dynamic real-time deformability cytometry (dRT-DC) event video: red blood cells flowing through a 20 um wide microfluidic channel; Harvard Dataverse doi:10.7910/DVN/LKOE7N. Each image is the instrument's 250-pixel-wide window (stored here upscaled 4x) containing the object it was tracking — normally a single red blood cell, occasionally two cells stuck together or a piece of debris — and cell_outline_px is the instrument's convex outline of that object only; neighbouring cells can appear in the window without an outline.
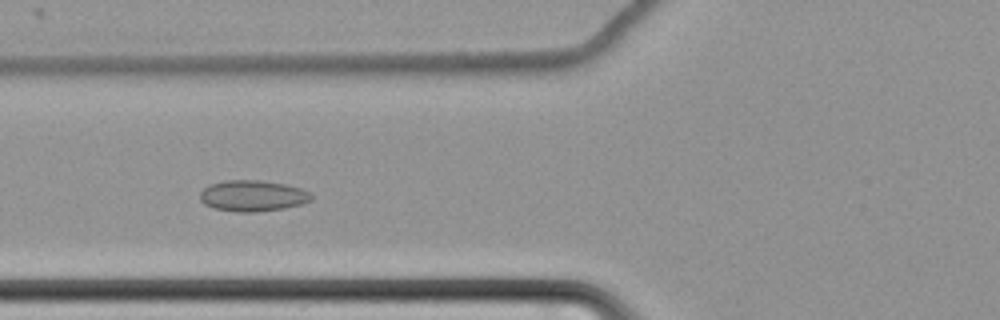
{"species": "common noctule bat (a hibernating species)", "species_latin": "Nyctalus noctula", "temperature_condition": "cold", "stored_images_in_passage": 61, "camera_frame_rate_fps": 3000, "um_per_image_px": 0.085, "animal": {"sex": "female", "body_mass_g": 22.7, "forearm_length_mm": 54.2}, "frame": {"image": 1, "passage_image": 24, "time_ms": 7.667, "image_size_px": [1000, 320], "cell_outline_px": [[312, 200], [300, 204], [284, 208], [256, 212], [236, 212], [212, 208], [204, 204], [200, 200], [200, 192], [204, 188], [212, 184], [224, 180], [260, 180], [284, 184], [300, 188], [308, 192], [312, 196]], "centroid_in_image_um": [21.44, 16.65], "position_along_channel_um": 104.4, "area_um2": 20.11}}
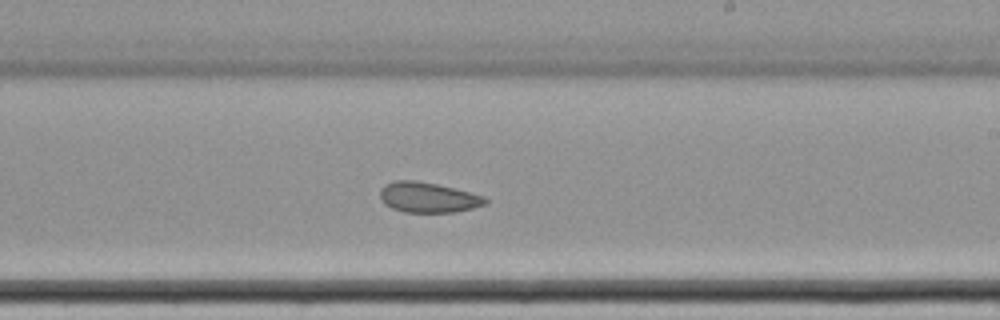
{"frame": {"image": 2, "passage_image": 37, "time_ms": 12.0, "image_size_px": [1000, 320], "cell_outline_px": [[488, 204], [456, 212], [404, 212], [392, 208], [384, 204], [380, 200], [380, 188], [384, 184], [396, 180], [416, 180], [436, 184], [484, 196], [488, 200]], "centroid_in_image_um": [36.35, 16.78], "position_along_channel_um": 252.6, "area_um2": 18.61}}
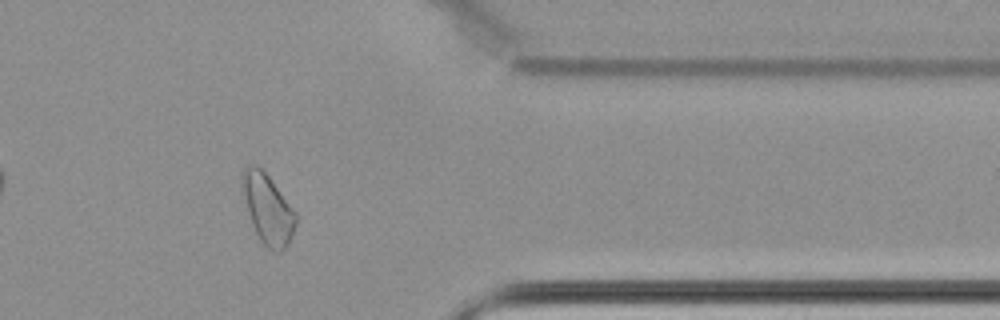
{"frame": {"image": 3, "passage_image": 50, "time_ms": 16.333, "image_size_px": [1000, 320], "cell_outline_px": [[300, 216], [288, 244], [280, 252], [272, 252], [260, 240], [252, 224], [248, 212], [240, 180], [240, 172], [248, 164], [256, 164], [268, 176]], "centroid_in_image_um": [22.77, 17.75], "position_along_channel_um": 388.6, "area_um2": 21.96}}